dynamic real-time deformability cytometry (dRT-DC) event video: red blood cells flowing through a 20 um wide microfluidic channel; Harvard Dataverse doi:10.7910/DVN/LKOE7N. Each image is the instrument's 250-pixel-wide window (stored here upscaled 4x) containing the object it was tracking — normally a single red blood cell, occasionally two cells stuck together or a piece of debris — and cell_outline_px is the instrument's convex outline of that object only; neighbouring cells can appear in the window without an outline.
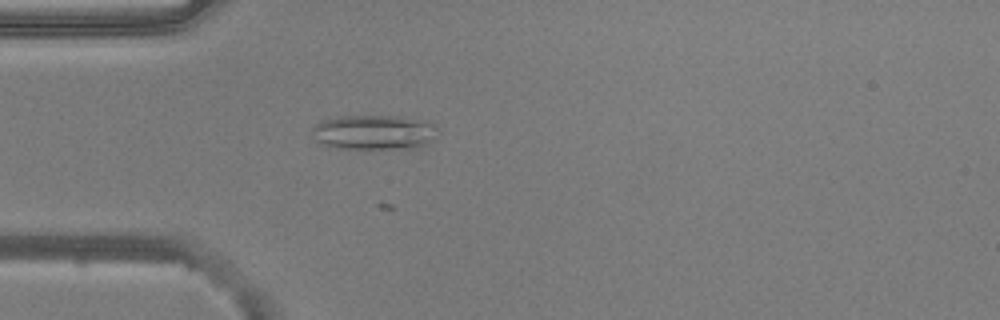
{"species": "common noctule bat (a hibernating species)", "species_latin": "Nyctalus noctula", "temperature_condition": "warm", "stored_images_in_passage": 19, "camera_frame_rate_fps": 3000, "um_per_image_px": 0.085, "animal": {"sex": "male", "body_mass_g": 20.5, "forearm_length_mm": 52.5}, "frame": {"image": 1, "passage_image": 7, "time_ms": 2.0, "image_size_px": [1000, 320], "cell_outline_px": [[440, 132], [424, 144], [416, 148], [336, 148], [316, 144], [312, 132], [312, 128], [316, 124], [324, 120], [336, 116], [400, 116], [432, 120], [436, 124]], "centroid_in_image_um": [31.81, 11.23], "position_along_channel_um": 53.2, "area_um2": 25.95}}